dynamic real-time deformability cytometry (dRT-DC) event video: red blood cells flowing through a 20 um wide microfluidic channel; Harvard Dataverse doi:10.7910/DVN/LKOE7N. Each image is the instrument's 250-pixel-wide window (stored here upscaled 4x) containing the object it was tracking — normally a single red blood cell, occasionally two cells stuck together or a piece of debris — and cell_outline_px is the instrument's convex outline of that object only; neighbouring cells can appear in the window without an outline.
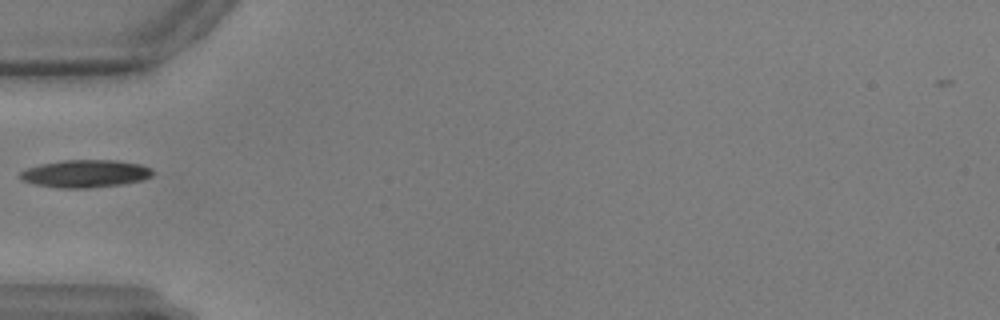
{"species": "common noctule bat (a hibernating species)", "species_latin": "Nyctalus noctula", "temperature_condition": "warm", "stored_images_in_passage": 40, "camera_frame_rate_fps": 3000, "um_per_image_px": 0.085, "animal": {"sex": "male", "body_mass_g": 17.9, "forearm_length_mm": 54.2}, "frame": {"image": 1, "passage_image": 1, "time_ms": 0.0, "image_size_px": [1000, 320], "cell_outline_px": [[152, 176], [144, 180], [120, 184], [88, 188], [56, 188], [36, 184], [20, 180], [20, 172], [28, 168], [40, 164], [64, 160], [116, 160], [140, 164], [152, 168]], "centroid_in_image_um": [7.26, 14.76], "position_along_channel_um": 77.7, "area_um2": 21.33}}
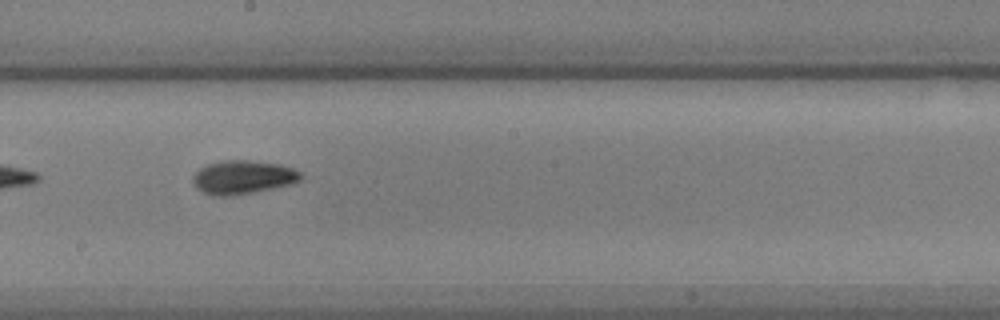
{"frame": {"image": 2, "passage_image": 14, "time_ms": 4.333, "image_size_px": [1000, 320], "cell_outline_px": [[304, 176], [300, 180], [292, 184], [232, 196], [216, 196], [204, 192], [196, 188], [192, 184], [192, 176], [200, 168], [208, 164], [224, 160], [248, 160], [280, 164], [292, 168], [300, 172]], "centroid_in_image_um": [20.64, 15.06], "position_along_channel_um": 227.6, "area_um2": 21.15}}
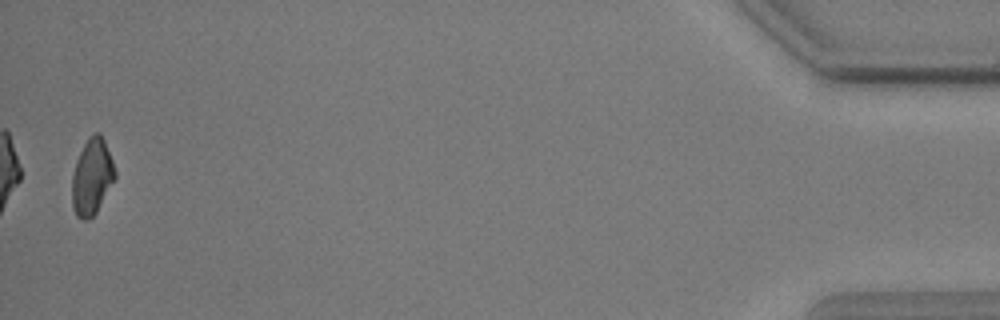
{"frame": {"image": 3, "passage_image": 39, "time_ms": 12.667, "image_size_px": [1000, 320], "cell_outline_px": [[116, 176], [96, 212], [88, 220], [84, 220], [76, 216], [72, 208], [72, 176], [76, 160], [88, 136], [92, 132], [100, 132], [104, 140], [112, 160], [116, 172]], "centroid_in_image_um": [7.8, 15.01], "position_along_channel_um": 427.4, "area_um2": 19.02}}